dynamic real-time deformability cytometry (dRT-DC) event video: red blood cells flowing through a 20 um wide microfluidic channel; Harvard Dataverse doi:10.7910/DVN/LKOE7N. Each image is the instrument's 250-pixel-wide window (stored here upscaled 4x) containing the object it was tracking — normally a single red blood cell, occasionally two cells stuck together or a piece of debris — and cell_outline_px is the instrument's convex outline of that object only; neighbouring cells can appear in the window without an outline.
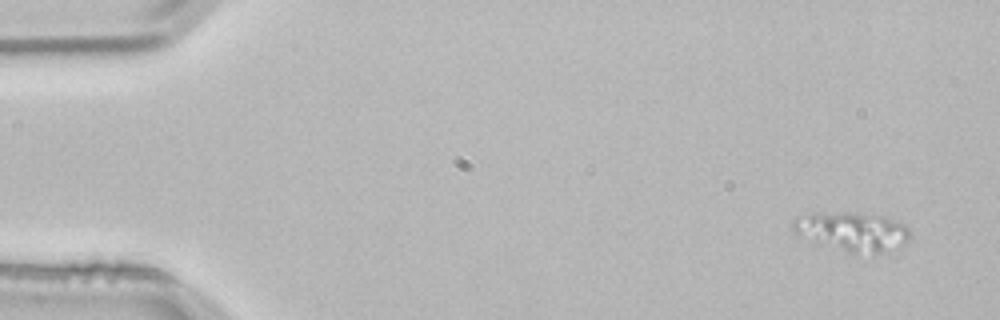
{"species": "common noctule bat (a hibernating species)", "species_latin": "Nyctalus noctula", "temperature_condition": "room temperature", "stored_images_in_passage": 3, "camera_frame_rate_fps": 3000, "um_per_image_px": 0.085, "animal": {"sex": "male", "body_mass_g": 21.5, "forearm_length_mm": 52.0}, "frame": {"image": 1, "passage_image": 1, "time_ms": 0.0, "image_size_px": [1000, 320], "cell_outline_px": [[912, 236], [904, 244], [880, 252], [852, 252], [792, 232], [792, 220], [812, 212], [844, 212], [884, 216], [904, 224], [908, 228]], "centroid_in_image_um": [72.48, 19.62], "position_along_channel_um": 12.5, "area_um2": 25.66}}